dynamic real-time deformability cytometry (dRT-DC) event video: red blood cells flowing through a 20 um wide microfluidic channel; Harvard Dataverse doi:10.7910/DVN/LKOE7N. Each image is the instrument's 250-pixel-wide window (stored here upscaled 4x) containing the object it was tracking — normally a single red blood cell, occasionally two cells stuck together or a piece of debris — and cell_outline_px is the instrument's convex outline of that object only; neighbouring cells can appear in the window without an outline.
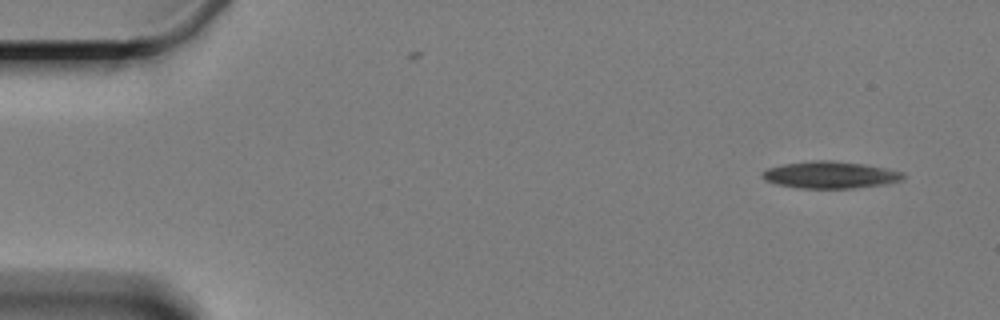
{"species": "Egyptian fruit bat (a non-hibernating species)", "species_latin": "Rousettus aegyptiacus", "temperature_condition": "cold", "stored_images_in_passage": 3, "camera_frame_rate_fps": 3000, "um_per_image_px": 0.085, "animal": {"sex": "female"}, "frame": {"image": 1, "passage_image": 1, "time_ms": 0.0, "image_size_px": [1000, 320], "cell_outline_px": [[904, 176], [900, 180], [884, 184], [852, 188], [800, 188], [780, 184], [764, 180], [760, 176], [768, 168], [784, 164], [816, 160], [832, 160], [860, 164], [884, 168], [904, 172]], "centroid_in_image_um": [70.55, 14.86], "position_along_channel_um": 14.4, "area_um2": 21.68}}
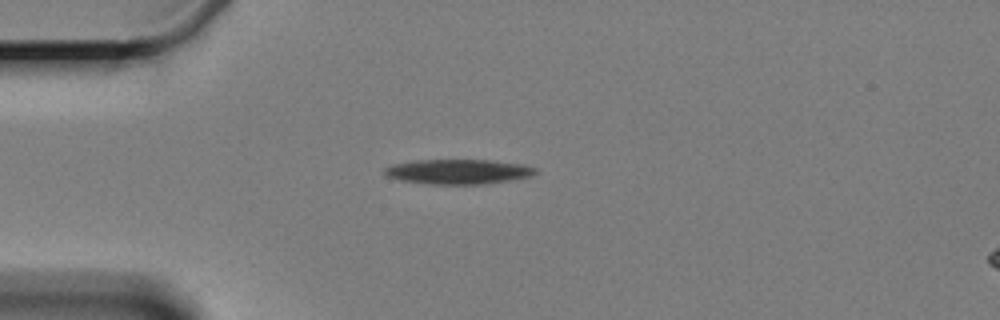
{"frame": {"image": 2, "passage_image": 2, "time_ms": 3.667, "image_size_px": [1000, 320], "cell_outline_px": [[536, 172], [528, 176], [480, 184], [432, 184], [404, 180], [388, 176], [384, 172], [384, 168], [392, 164], [416, 160], [492, 160], [524, 164], [536, 168]], "centroid_in_image_um": [38.92, 14.57], "position_along_channel_um": 46.1, "area_um2": 21.33}}